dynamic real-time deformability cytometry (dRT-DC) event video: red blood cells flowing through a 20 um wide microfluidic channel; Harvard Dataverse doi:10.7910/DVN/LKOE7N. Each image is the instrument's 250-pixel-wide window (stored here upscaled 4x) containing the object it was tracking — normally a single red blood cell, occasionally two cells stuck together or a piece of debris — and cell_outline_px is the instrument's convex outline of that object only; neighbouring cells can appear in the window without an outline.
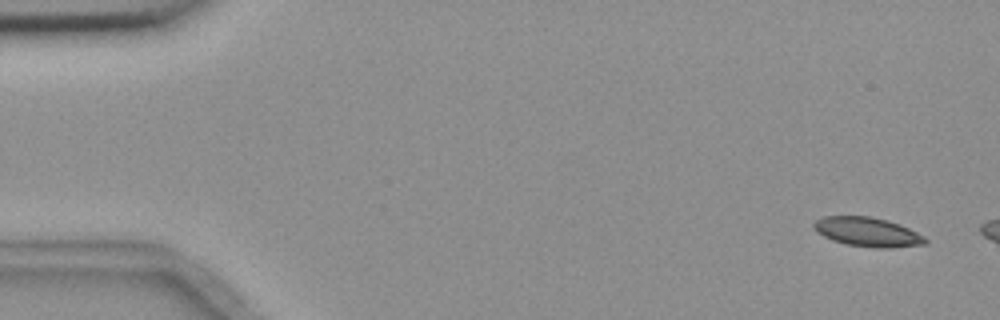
{"species": "common noctule bat (a hibernating species)", "species_latin": "Nyctalus noctula", "temperature_condition": "room temperature", "stored_images_in_passage": 3, "camera_frame_rate_fps": 3000, "um_per_image_px": 0.085, "animal": {"sex": "female", "body_mass_g": 18.4}, "frame": {"image": 1, "passage_image": 1, "time_ms": 0.0, "image_size_px": [1000, 320], "cell_outline_px": [[928, 240], [924, 244], [892, 248], [876, 248], [848, 244], [832, 240], [816, 232], [812, 228], [812, 224], [816, 220], [824, 216], [868, 216], [888, 220], [900, 224], [924, 236]], "centroid_in_image_um": [73.72, 19.71], "position_along_channel_um": 11.3, "area_um2": 19.02}}